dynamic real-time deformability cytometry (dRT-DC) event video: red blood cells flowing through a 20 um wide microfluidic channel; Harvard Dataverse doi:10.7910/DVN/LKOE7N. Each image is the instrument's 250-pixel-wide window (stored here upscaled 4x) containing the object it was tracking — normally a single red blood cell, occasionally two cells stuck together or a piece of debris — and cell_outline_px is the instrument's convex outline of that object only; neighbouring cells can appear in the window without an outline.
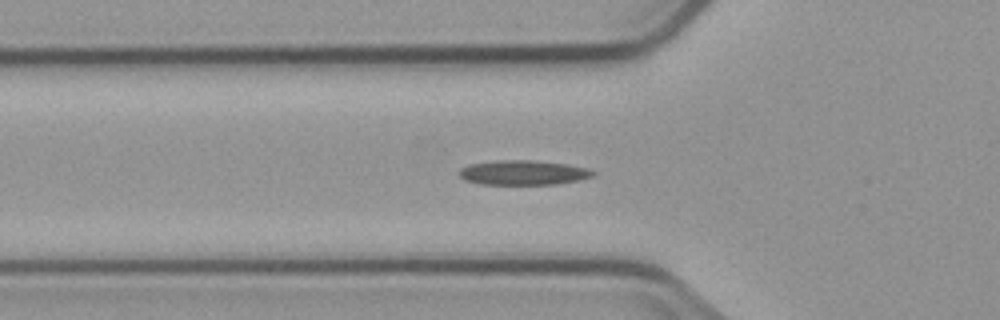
{"species": "common noctule bat (a hibernating species)", "species_latin": "Nyctalus noctula", "temperature_condition": "cold", "stored_images_in_passage": 4, "camera_frame_rate_fps": 3000, "um_per_image_px": 0.085, "animal": {"sex": "male", "body_mass_g": 23.1, "forearm_length_mm": 52.7}, "frame": {"image": 1, "passage_image": 4, "time_ms": 4.333, "image_size_px": [1000, 320], "cell_outline_px": [[596, 176], [580, 180], [556, 184], [480, 184], [464, 180], [460, 176], [460, 168], [468, 164], [500, 160], [532, 160], [568, 164], [584, 168], [596, 172]], "centroid_in_image_um": [44.48, 14.67], "position_along_channel_um": 81.3, "area_um2": 19.25}}